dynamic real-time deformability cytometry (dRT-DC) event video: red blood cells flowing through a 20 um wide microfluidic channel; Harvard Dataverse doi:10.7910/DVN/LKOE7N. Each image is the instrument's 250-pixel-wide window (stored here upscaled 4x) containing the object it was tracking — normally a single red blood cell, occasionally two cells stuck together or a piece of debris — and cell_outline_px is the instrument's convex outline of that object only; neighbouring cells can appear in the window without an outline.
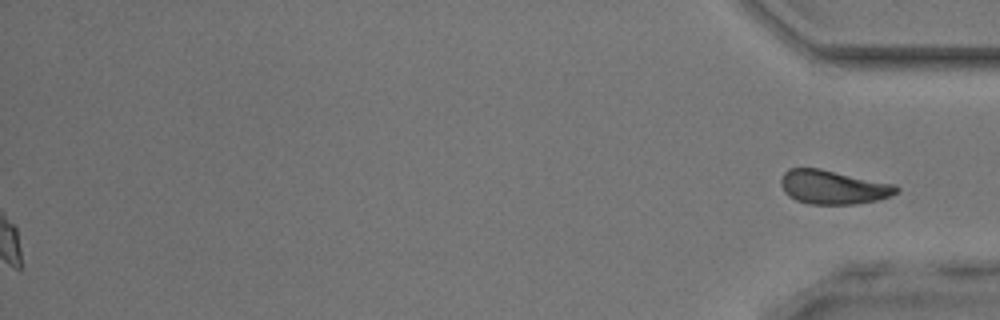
{"species": "common noctule bat (a hibernating species)", "species_latin": "Nyctalus noctula", "temperature_condition": "room temperature", "stored_images_in_passage": 40, "segment_of_instrument_passage": [2, 2], "camera_frame_rate_fps": 3000, "um_per_image_px": 0.085, "animal": {"sex": "male", "body_mass_g": 17.9, "forearm_length_mm": 54.2}, "frame": {"image": 1, "passage_image": 40, "time_ms": 13.0, "image_size_px": [1000, 320], "cell_outline_px": [[900, 192], [892, 196], [876, 200], [856, 204], [808, 204], [796, 200], [788, 196], [784, 192], [780, 184], [780, 180], [784, 172], [788, 168], [820, 168], [896, 184], [900, 188]], "centroid_in_image_um": [70.83, 15.9], "position_along_channel_um": 364.4, "area_um2": 23.18}}